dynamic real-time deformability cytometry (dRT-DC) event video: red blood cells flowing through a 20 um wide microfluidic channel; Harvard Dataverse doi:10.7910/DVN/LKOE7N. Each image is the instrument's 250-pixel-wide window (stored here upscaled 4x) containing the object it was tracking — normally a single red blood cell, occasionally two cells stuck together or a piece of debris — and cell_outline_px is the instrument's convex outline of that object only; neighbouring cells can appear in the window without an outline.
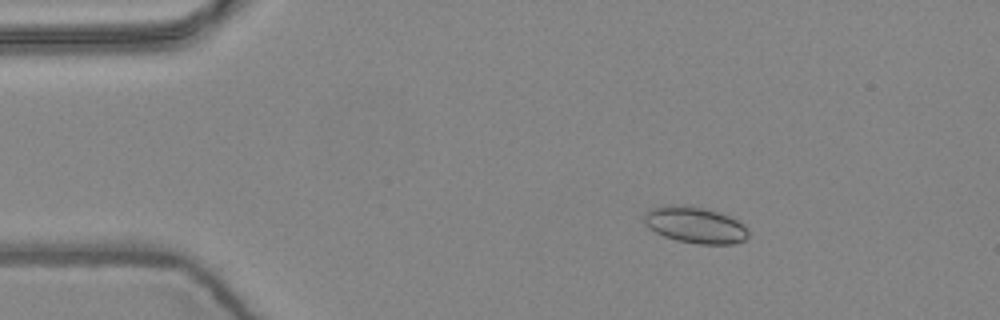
{"species": "common noctule bat (a hibernating species)", "species_latin": "Nyctalus noctula", "temperature_condition": "warm", "stored_images_in_passage": 4, "camera_frame_rate_fps": 3000, "um_per_image_px": 0.085, "animal": {"sex": "female", "body_mass_g": 24.6, "forearm_length_mm": 56.2}, "frame": {"image": 1, "passage_image": 2, "time_ms": 0.333, "image_size_px": [1000, 320], "cell_outline_px": [[748, 236], [744, 240], [732, 244], [700, 244], [676, 240], [664, 236], [648, 228], [644, 224], [644, 212], [660, 204], [692, 204], [720, 212], [744, 224], [748, 228]], "centroid_in_image_um": [59.05, 19.09], "position_along_channel_um": 25.9, "area_um2": 22.6}}